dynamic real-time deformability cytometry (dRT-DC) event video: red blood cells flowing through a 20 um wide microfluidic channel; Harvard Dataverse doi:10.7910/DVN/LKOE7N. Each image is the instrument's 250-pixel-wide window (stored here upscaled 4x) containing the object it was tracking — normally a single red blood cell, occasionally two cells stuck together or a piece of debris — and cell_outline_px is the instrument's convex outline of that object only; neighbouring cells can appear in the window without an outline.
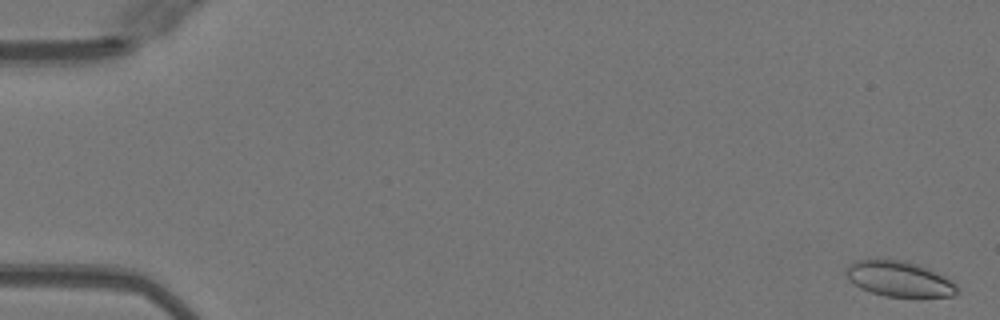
{"species": "Egyptian fruit bat (a non-hibernating species)", "species_latin": "Rousettus aegyptiacus", "temperature_condition": "warm", "stored_images_in_passage": 52, "camera_frame_rate_fps": 3000, "um_per_image_px": 0.085, "animal": {"sex": "female"}, "frame": {"image": 1, "passage_image": 2, "time_ms": 0.333, "image_size_px": [1000, 320], "cell_outline_px": [[960, 292], [952, 296], [884, 296], [860, 288], [844, 272], [848, 264], [856, 260], [904, 260], [928, 268], [952, 280], [960, 288]], "centroid_in_image_um": [76.47, 23.7], "position_along_channel_um": 8.5, "area_um2": 22.66}}
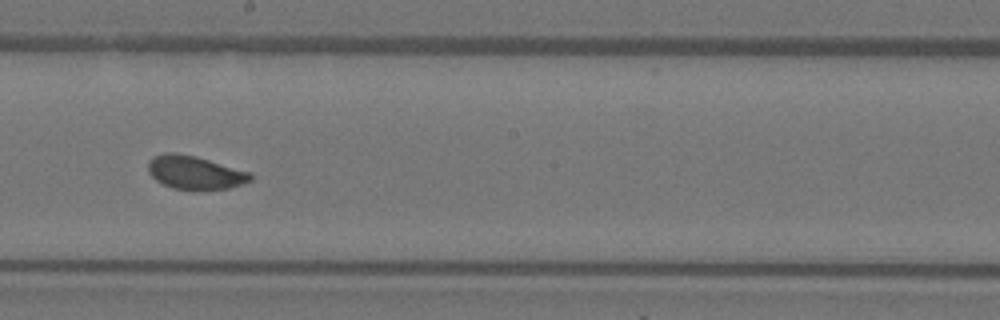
{"frame": {"image": 2, "passage_image": 30, "time_ms": 9.667, "image_size_px": [1000, 320], "cell_outline_px": [[252, 180], [228, 188], [200, 192], [172, 188], [156, 180], [148, 172], [148, 160], [152, 156], [164, 152], [176, 152], [196, 156], [252, 172]], "centroid_in_image_um": [16.56, 14.67], "position_along_channel_um": 231.6, "area_um2": 20.52}}
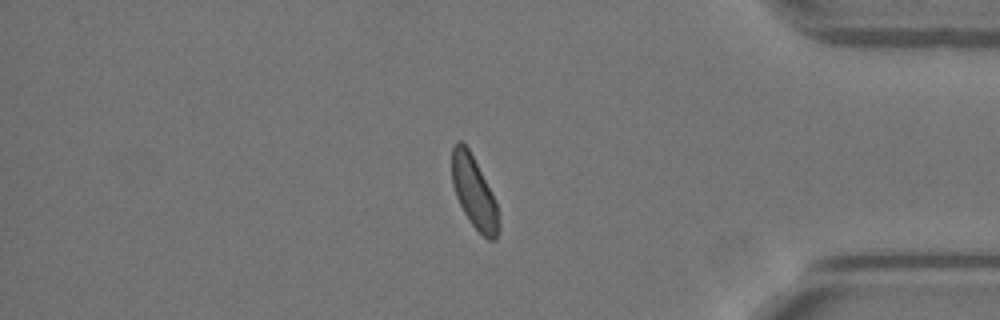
{"frame": {"image": 3, "passage_image": 44, "time_ms": 14.333, "image_size_px": [1000, 320], "cell_outline_px": [[500, 228], [496, 240], [488, 240], [468, 220], [456, 196], [452, 184], [452, 148], [456, 140], [460, 140], [468, 148], [496, 200], [500, 224]], "centroid_in_image_um": [40.3, 16.37], "position_along_channel_um": 394.9, "area_um2": 19.54}, "authors_computed_cell_mechanics": {"area_um2": 20.519, "velocity_mm_per_s": 4.0601, "shape_relaxation_time_tau1_ms": 2.0589, "shape_relaxation_time_tau2_ms": 0.9807, "deformation_change_tau1": 0.0775, "deformation_change_tau2": 0.0568}}